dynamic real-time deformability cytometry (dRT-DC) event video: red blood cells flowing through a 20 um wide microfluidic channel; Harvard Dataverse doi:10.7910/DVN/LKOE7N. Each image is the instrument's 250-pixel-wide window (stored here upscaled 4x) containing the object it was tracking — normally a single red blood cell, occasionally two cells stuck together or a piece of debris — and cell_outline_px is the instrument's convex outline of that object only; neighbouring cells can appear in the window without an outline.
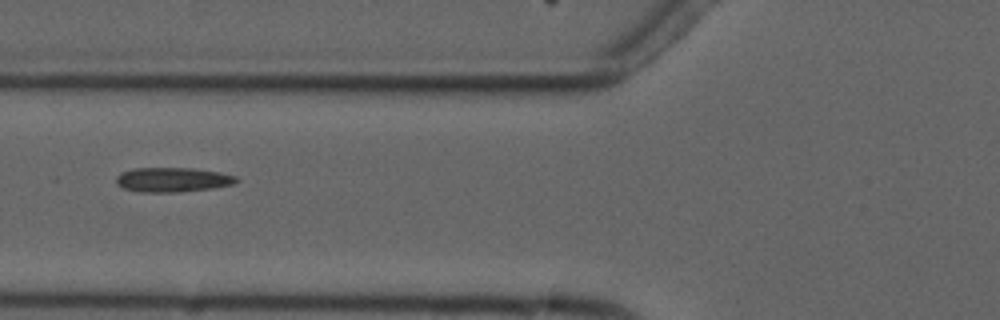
{"species": "common noctule bat (a hibernating species)", "species_latin": "Nyctalus noctula", "temperature_condition": "cold", "stored_images_in_passage": 8, "camera_frame_rate_fps": 3000, "um_per_image_px": 0.085, "animal": {"sex": "male", "forearm_length_mm": 52.5}, "frame": {"image": 1, "passage_image": 6, "time_ms": 7.0, "image_size_px": [1000, 320], "cell_outline_px": [[240, 180], [232, 184], [212, 188], [180, 192], [140, 192], [124, 188], [116, 184], [116, 176], [120, 172], [132, 168], [192, 168], [220, 172], [236, 176]], "centroid_in_image_um": [14.65, 15.27], "position_along_channel_um": 111.2, "area_um2": 17.28}}
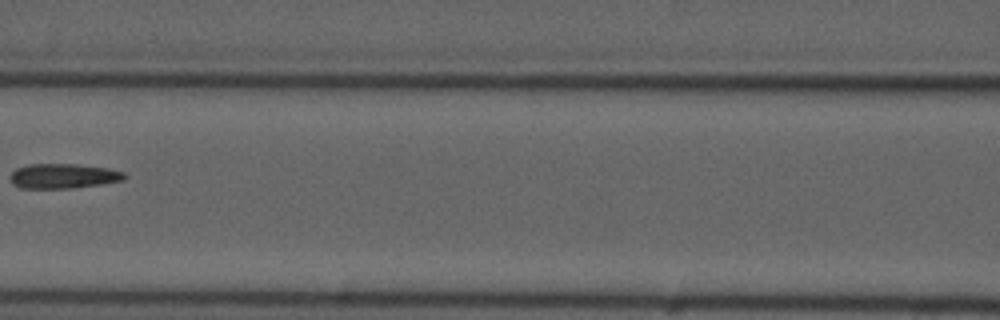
{"frame": {"image": 2, "passage_image": 7, "time_ms": 8.333, "image_size_px": [1000, 320], "cell_outline_px": [[128, 176], [124, 180], [104, 184], [72, 188], [20, 188], [12, 184], [12, 172], [16, 168], [28, 164], [76, 164], [108, 168], [124, 172]], "centroid_in_image_um": [5.42, 14.96], "position_along_channel_um": 161.2, "area_um2": 16.59}}
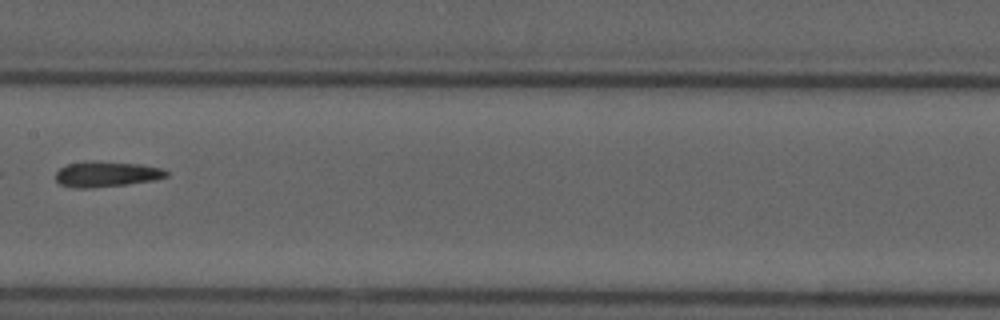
{"frame": {"image": 3, "passage_image": 8, "time_ms": 9.333, "image_size_px": [1000, 320], "cell_outline_px": [[168, 176], [156, 180], [128, 184], [92, 188], [76, 188], [60, 184], [56, 180], [56, 172], [60, 168], [68, 164], [92, 160], [140, 164], [160, 168], [168, 172]], "centroid_in_image_um": [9.05, 14.8], "position_along_channel_um": 198.3, "area_um2": 16.53}}